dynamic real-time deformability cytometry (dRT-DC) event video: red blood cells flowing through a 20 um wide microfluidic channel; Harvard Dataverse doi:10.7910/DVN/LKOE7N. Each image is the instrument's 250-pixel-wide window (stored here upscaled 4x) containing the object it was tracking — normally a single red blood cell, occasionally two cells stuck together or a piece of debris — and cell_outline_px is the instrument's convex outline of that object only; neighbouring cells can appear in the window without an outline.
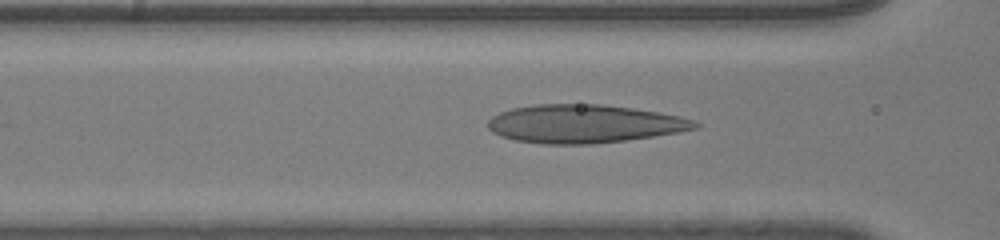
{"species": "human", "species_latin": "Homo sapiens", "temperature_condition": "room temperature", "stored_images_in_passage": 35, "camera_frame_rate_fps": 3000, "um_per_image_px": 0.085, "donor": {"sex": "male"}, "frame": {"image": 1, "passage_image": 8, "time_ms": 2.333, "image_size_px": [1000, 240], "cell_outline_px": [[700, 124], [696, 128], [676, 132], [652, 136], [624, 140], [588, 144], [544, 144], [516, 140], [500, 136], [492, 132], [488, 128], [488, 120], [492, 116], [500, 112], [512, 108], [536, 104], [604, 104], [632, 108], [680, 116], [692, 120]], "centroid_in_image_um": [49.59, 10.51], "position_along_channel_um": 117.0, "area_um2": 45.89}}
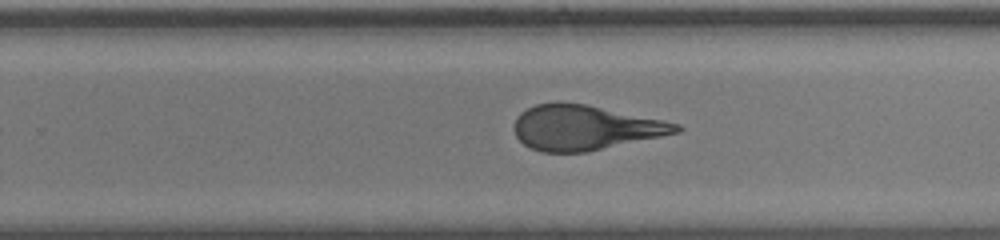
{"frame": {"image": 2, "passage_image": 20, "time_ms": 6.333, "image_size_px": [1000, 240], "cell_outline_px": [[684, 128], [680, 132], [584, 152], [540, 152], [524, 144], [516, 136], [512, 128], [516, 116], [520, 112], [536, 104], [556, 100], [560, 100], [584, 104], [680, 124]], "centroid_in_image_um": [49.63, 10.83], "position_along_channel_um": 280.2, "area_um2": 42.25}}
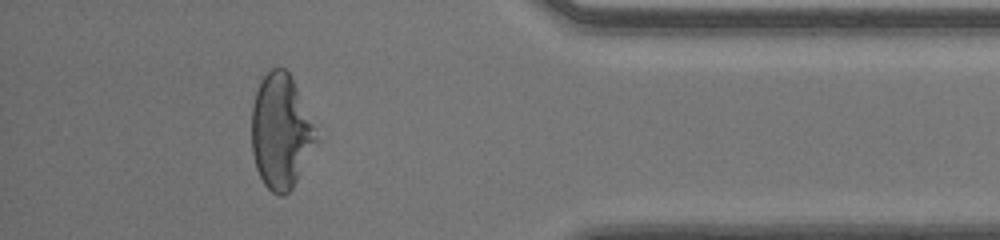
{"frame": {"image": 3, "passage_image": 31, "time_ms": 10.0, "image_size_px": [1000, 240], "cell_outline_px": [[320, 140], [292, 188], [284, 196], [280, 196], [272, 192], [264, 184], [256, 168], [252, 152], [252, 104], [260, 80], [272, 68], [284, 68], [288, 72], [316, 128]], "centroid_in_image_um": [23.88, 11.22], "position_along_channel_um": 411.3, "area_um2": 43.06}, "authors_computed_cell_mechanics": {"area_um2": 44.0436, "velocity_mm_per_s": 4.0908, "shape_relaxation_time_tau1_ms": 8.963, "shape_relaxation_time_tau2_ms": 0.8356, "deformation_change_tau1": 0.3086, "deformation_change_tau2": 0.0903}}